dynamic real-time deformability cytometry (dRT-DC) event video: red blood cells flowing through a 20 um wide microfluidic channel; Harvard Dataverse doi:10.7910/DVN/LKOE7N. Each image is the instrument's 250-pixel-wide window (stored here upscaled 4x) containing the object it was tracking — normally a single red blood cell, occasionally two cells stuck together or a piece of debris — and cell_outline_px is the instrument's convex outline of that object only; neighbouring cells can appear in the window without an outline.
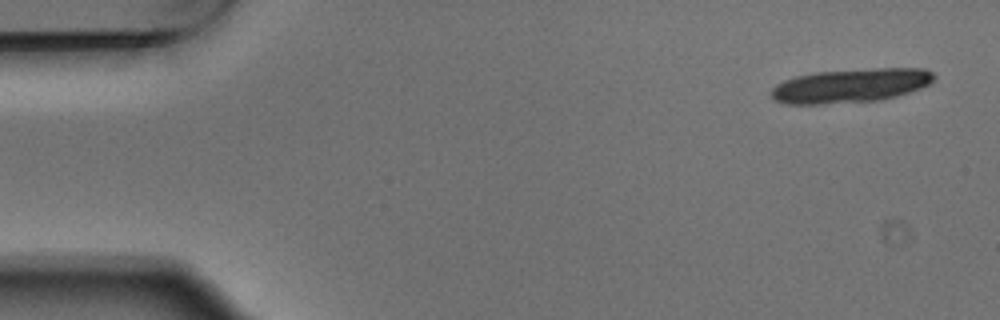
{"species": "Egyptian fruit bat (a non-hibernating species)", "species_latin": "Rousettus aegyptiacus", "temperature_condition": "warm", "stored_images_in_passage": 5, "segment_of_instrument_passage": [1, 2], "camera_frame_rate_fps": 3000, "um_per_image_px": 0.085, "animal": {"sex": "male"}, "frame": {"image": 1, "passage_image": 1, "time_ms": 0.0, "image_size_px": [1000, 320], "cell_outline_px": [[936, 76], [928, 84], [920, 88], [896, 96], [880, 100], [820, 104], [784, 104], [776, 100], [772, 96], [772, 88], [776, 84], [784, 80], [796, 76], [816, 72], [872, 68], [924, 68], [932, 72]], "centroid_in_image_um": [72.3, 7.27], "position_along_channel_um": 12.7, "area_um2": 32.14}}